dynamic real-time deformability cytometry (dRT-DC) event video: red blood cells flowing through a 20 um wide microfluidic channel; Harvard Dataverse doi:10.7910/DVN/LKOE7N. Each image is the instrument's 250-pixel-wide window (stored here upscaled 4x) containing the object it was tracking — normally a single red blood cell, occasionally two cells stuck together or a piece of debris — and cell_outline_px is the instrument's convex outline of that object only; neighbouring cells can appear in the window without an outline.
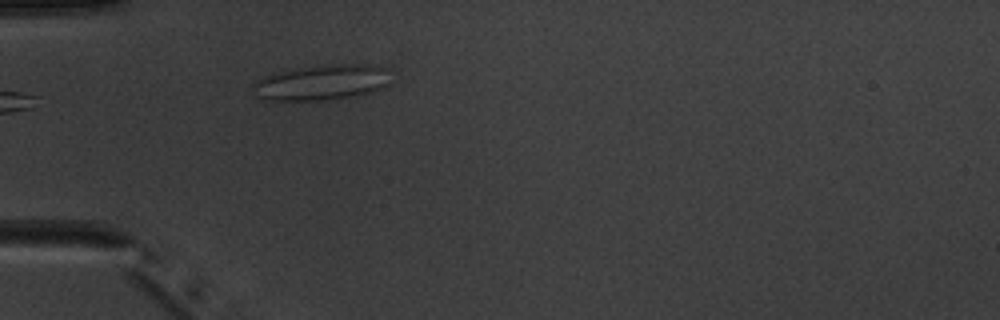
{"species": "common noctule bat (a hibernating species)", "species_latin": "Nyctalus noctula", "temperature_condition": "warm", "stored_images_in_passage": 3, "camera_frame_rate_fps": 3000, "um_per_image_px": 0.085, "animal": {"sex": "male", "body_mass_g": 20.1, "forearm_length_mm": 53.5}, "frame": {"image": 1, "passage_image": 3, "time_ms": 2.667, "image_size_px": [1000, 320], "cell_outline_px": [[388, 84], [372, 92], [352, 96], [320, 100], [260, 100], [256, 96], [252, 84], [256, 80], [272, 72], [296, 68], [324, 64], [368, 64], [384, 68]], "centroid_in_image_um": [27.24, 7.0], "position_along_channel_um": 57.8, "area_um2": 28.38}}